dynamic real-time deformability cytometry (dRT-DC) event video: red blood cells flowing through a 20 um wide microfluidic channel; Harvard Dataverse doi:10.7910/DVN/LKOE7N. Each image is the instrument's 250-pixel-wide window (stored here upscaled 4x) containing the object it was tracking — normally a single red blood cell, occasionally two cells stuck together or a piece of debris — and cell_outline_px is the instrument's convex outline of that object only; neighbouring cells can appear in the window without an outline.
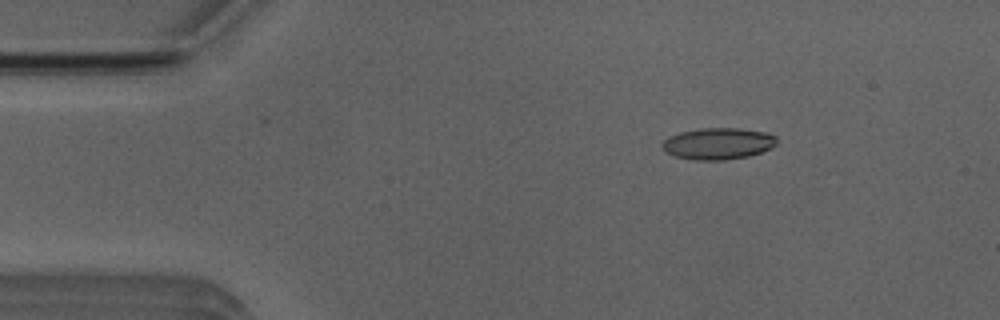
{"species": "Egyptian fruit bat (a non-hibernating species)", "species_latin": "Rousettus aegyptiacus", "temperature_condition": "room temperature", "stored_images_in_passage": 4, "camera_frame_rate_fps": 3000, "um_per_image_px": 0.085, "animal": {"sex": "male"}, "frame": {"image": 1, "passage_image": 2, "time_ms": 1.0, "image_size_px": [1000, 320], "cell_outline_px": [[776, 144], [760, 152], [748, 156], [724, 160], [696, 160], [676, 156], [664, 152], [660, 144], [668, 136], [680, 132], [700, 128], [740, 128], [764, 132], [776, 136]], "centroid_in_image_um": [60.98, 12.2], "position_along_channel_um": 24.0, "area_um2": 21.04}}